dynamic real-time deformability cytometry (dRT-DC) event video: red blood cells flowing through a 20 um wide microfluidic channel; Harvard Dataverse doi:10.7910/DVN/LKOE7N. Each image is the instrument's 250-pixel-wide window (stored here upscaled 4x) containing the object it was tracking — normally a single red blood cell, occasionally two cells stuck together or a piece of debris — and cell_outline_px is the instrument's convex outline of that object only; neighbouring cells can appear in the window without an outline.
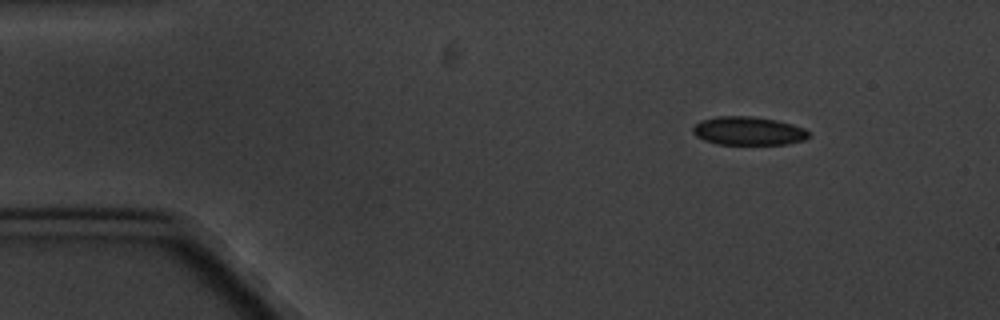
{"species": "common noctule bat (a hibernating species)", "species_latin": "Nyctalus noctula", "temperature_condition": "cold", "stored_images_in_passage": 5, "camera_frame_rate_fps": 3000, "um_per_image_px": 0.085, "animal": {"sex": "male", "body_mass_g": 20.1, "forearm_length_mm": 53.5}, "frame": {"image": 1, "passage_image": 1, "time_ms": 0.0, "image_size_px": [1000, 320], "cell_outline_px": [[812, 136], [804, 140], [788, 144], [716, 144], [704, 140], [696, 136], [692, 132], [692, 128], [700, 120], [716, 116], [752, 116], [776, 120], [792, 124], [804, 128]], "centroid_in_image_um": [63.61, 11.13], "position_along_channel_um": 21.4, "area_um2": 19.36}}
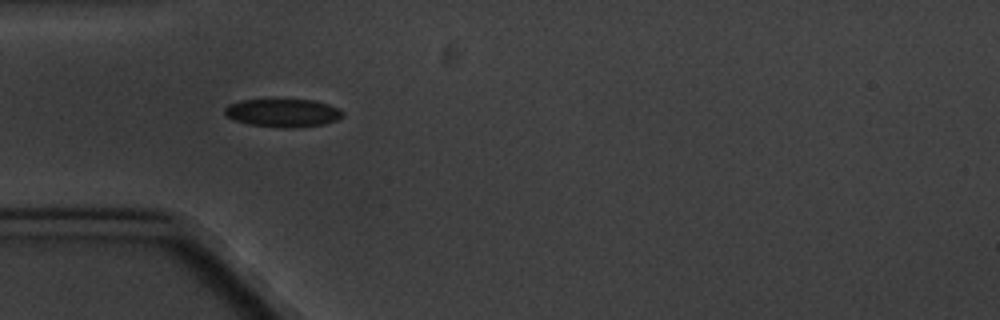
{"frame": {"image": 2, "passage_image": 4, "time_ms": 3.333, "image_size_px": [1000, 320], "cell_outline_px": [[344, 116], [336, 120], [324, 124], [284, 128], [248, 124], [236, 120], [228, 116], [224, 112], [224, 108], [228, 104], [240, 100], [312, 100], [328, 104], [340, 108], [344, 112]], "centroid_in_image_um": [24.07, 9.59], "position_along_channel_um": 60.9, "area_um2": 19.19}}